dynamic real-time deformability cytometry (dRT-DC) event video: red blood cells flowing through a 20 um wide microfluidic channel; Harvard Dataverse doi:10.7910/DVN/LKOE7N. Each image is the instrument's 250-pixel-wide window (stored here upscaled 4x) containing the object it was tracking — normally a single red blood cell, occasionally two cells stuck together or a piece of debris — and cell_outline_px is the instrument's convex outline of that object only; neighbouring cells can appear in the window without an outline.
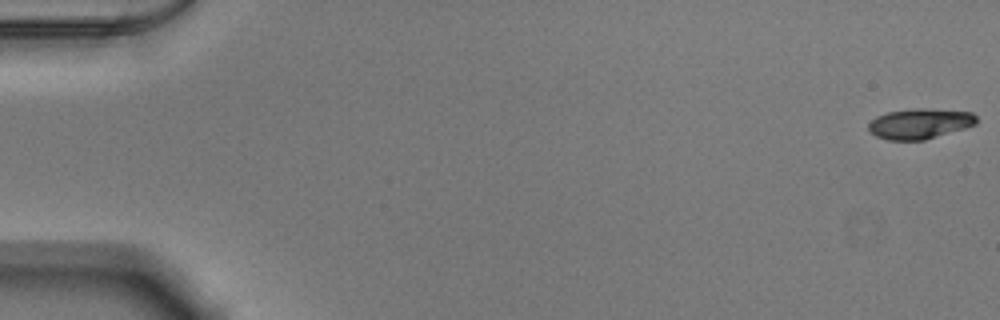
{"species": "Egyptian fruit bat (a non-hibernating species)", "species_latin": "Rousettus aegyptiacus", "temperature_condition": "warm", "stored_images_in_passage": 18, "camera_frame_rate_fps": 3000, "um_per_image_px": 0.085, "animal": {"sex": "male"}, "frame": {"image": 1, "passage_image": 1, "time_ms": 0.0, "image_size_px": [1000, 320], "cell_outline_px": [[976, 124], [964, 128], [924, 140], [888, 140], [876, 136], [868, 128], [868, 124], [876, 116], [888, 112], [912, 108], [924, 108], [972, 112], [976, 116]], "centroid_in_image_um": [78.17, 10.5], "position_along_channel_um": 6.8, "area_um2": 18.96}}